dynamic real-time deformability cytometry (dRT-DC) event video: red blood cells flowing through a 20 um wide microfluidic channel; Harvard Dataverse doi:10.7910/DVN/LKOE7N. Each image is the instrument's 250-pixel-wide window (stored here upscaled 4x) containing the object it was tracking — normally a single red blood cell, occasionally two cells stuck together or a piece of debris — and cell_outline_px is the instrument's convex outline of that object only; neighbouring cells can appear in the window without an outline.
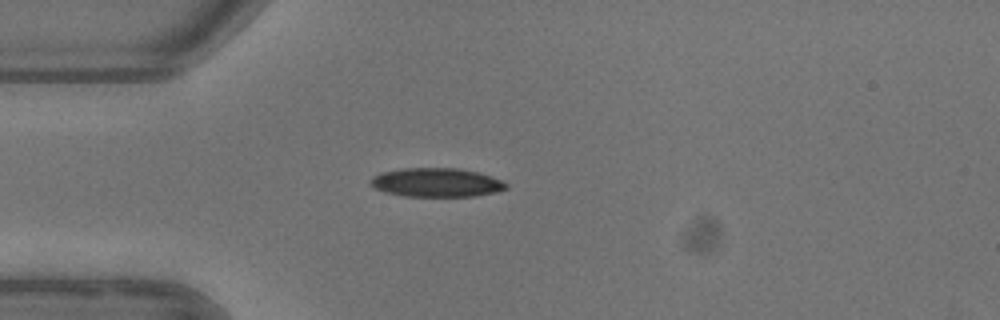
{"species": "common noctule bat (a hibernating species)", "species_latin": "Nyctalus noctula", "temperature_condition": "warm", "stored_images_in_passage": 2, "camera_frame_rate_fps": 3000, "um_per_image_px": 0.085, "animal": {"sex": "female"}, "frame": {"image": 1, "passage_image": 1, "time_ms": 0.0, "image_size_px": [1000, 320], "cell_outline_px": [[508, 188], [496, 192], [472, 196], [404, 196], [388, 192], [376, 188], [368, 184], [372, 176], [380, 172], [404, 168], [456, 168], [476, 172], [504, 180], [508, 184]], "centroid_in_image_um": [37.1, 15.5], "position_along_channel_um": 47.9, "area_um2": 22.77}}